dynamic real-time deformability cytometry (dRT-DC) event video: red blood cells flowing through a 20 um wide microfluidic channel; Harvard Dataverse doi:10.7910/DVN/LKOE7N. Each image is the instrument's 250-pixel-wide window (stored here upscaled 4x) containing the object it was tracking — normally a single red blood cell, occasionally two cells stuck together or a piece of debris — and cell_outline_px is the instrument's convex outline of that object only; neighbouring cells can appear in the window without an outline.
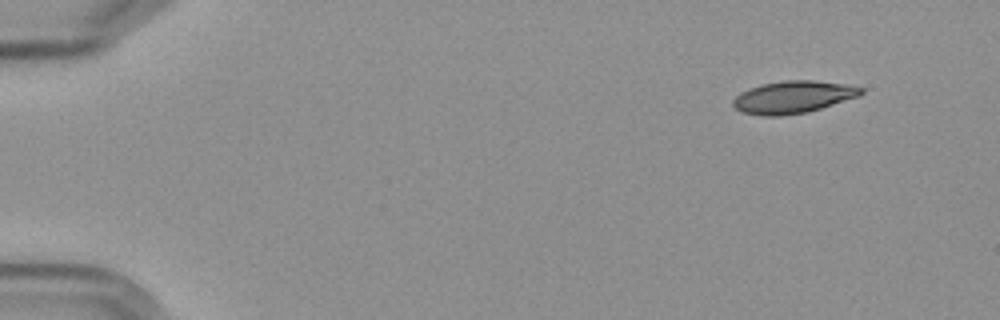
{"species": "Egyptian fruit bat (a non-hibernating species)", "species_latin": "Rousettus aegyptiacus", "temperature_condition": "cold", "stored_images_in_passage": 7, "camera_frame_rate_fps": 3000, "um_per_image_px": 0.085, "frame": {"image": 1, "passage_image": 1, "time_ms": 0.0, "image_size_px": [1000, 320], "cell_outline_px": [[864, 92], [860, 96], [808, 112], [780, 116], [764, 116], [740, 112], [732, 104], [732, 100], [740, 92], [760, 84], [784, 80], [812, 80], [844, 84], [864, 88]], "centroid_in_image_um": [67.4, 8.25], "position_along_channel_um": 17.6, "area_um2": 24.22}}
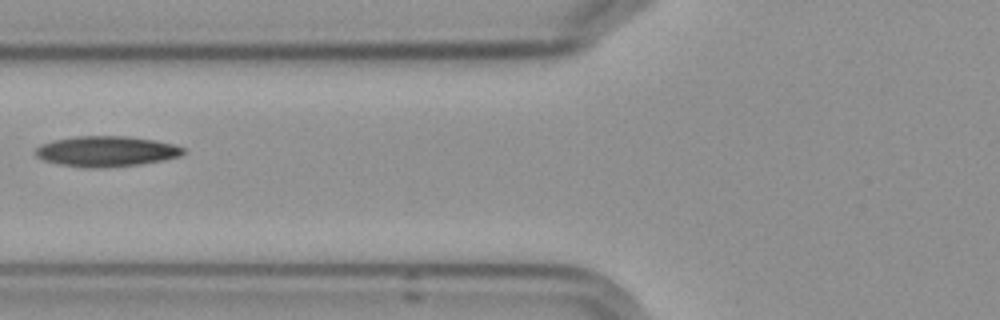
{"frame": {"image": 2, "passage_image": 6, "time_ms": 6.0, "image_size_px": [1000, 320], "cell_outline_px": [[188, 152], [180, 156], [164, 160], [140, 164], [100, 168], [84, 168], [60, 164], [44, 160], [36, 156], [36, 148], [52, 140], [76, 136], [128, 136], [156, 140], [172, 144], [184, 148]], "centroid_in_image_um": [9.08, 12.86], "position_along_channel_um": 116.7, "area_um2": 26.3}}
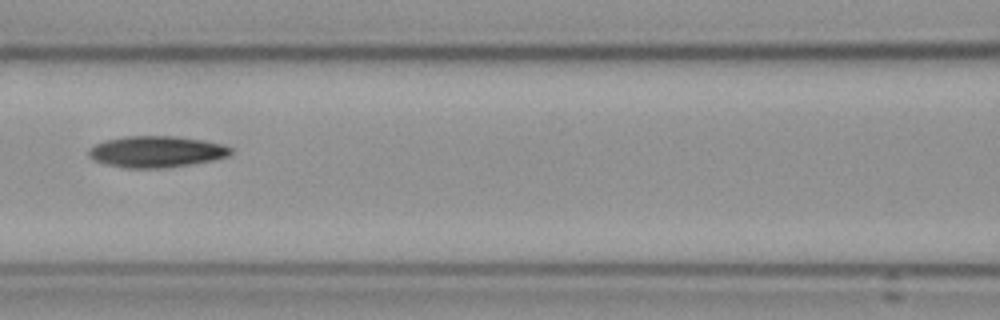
{"frame": {"image": 3, "passage_image": 7, "time_ms": 7.0, "image_size_px": [1000, 320], "cell_outline_px": [[232, 152], [228, 156], [212, 160], [188, 164], [160, 168], [128, 168], [104, 164], [92, 160], [88, 156], [88, 148], [104, 140], [124, 136], [176, 136], [204, 140], [220, 144], [232, 148]], "centroid_in_image_um": [13.23, 12.88], "position_along_channel_um": 153.4, "area_um2": 25.95}}